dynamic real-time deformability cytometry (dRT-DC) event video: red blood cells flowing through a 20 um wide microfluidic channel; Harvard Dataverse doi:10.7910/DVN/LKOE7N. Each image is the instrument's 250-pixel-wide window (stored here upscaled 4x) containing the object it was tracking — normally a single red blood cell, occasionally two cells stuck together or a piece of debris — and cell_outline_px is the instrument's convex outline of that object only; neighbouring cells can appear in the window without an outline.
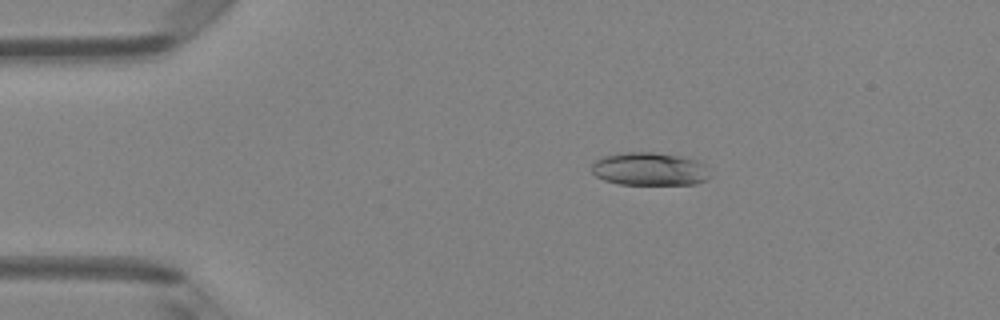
{"species": "Egyptian fruit bat (a non-hibernating species)", "species_latin": "Rousettus aegyptiacus", "temperature_condition": "room temperature", "stored_images_in_passage": 5, "camera_frame_rate_fps": 3000, "um_per_image_px": 0.085, "animal": {"sex": "female"}, "frame": {"image": 1, "passage_image": 3, "time_ms": 2.333, "image_size_px": [1000, 320], "cell_outline_px": [[712, 176], [708, 180], [696, 184], [620, 184], [604, 180], [596, 176], [592, 172], [592, 164], [596, 160], [604, 156], [624, 152], [652, 152], [680, 156], [696, 160], [704, 164]], "centroid_in_image_um": [55.25, 14.37], "position_along_channel_um": 29.8, "area_um2": 22.89}}
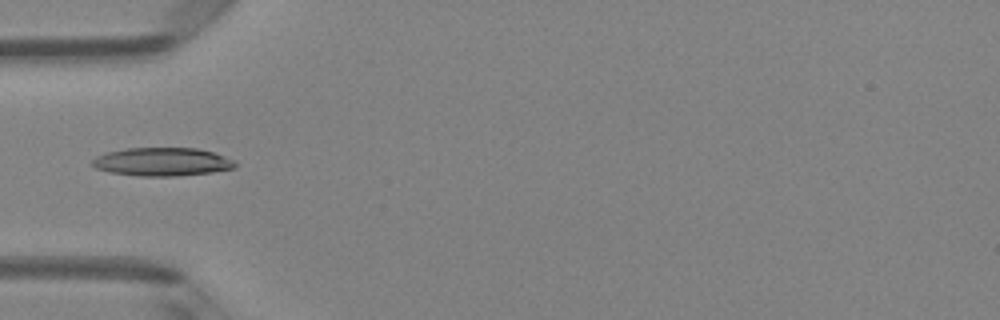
{"frame": {"image": 2, "passage_image": 5, "time_ms": 4.667, "image_size_px": [1000, 320], "cell_outline_px": [[236, 168], [212, 172], [176, 176], [140, 176], [108, 172], [96, 168], [92, 164], [92, 160], [96, 156], [104, 152], [128, 148], [196, 148], [212, 152], [236, 160]], "centroid_in_image_um": [13.78, 13.75], "position_along_channel_um": 71.2, "area_um2": 23.7}}